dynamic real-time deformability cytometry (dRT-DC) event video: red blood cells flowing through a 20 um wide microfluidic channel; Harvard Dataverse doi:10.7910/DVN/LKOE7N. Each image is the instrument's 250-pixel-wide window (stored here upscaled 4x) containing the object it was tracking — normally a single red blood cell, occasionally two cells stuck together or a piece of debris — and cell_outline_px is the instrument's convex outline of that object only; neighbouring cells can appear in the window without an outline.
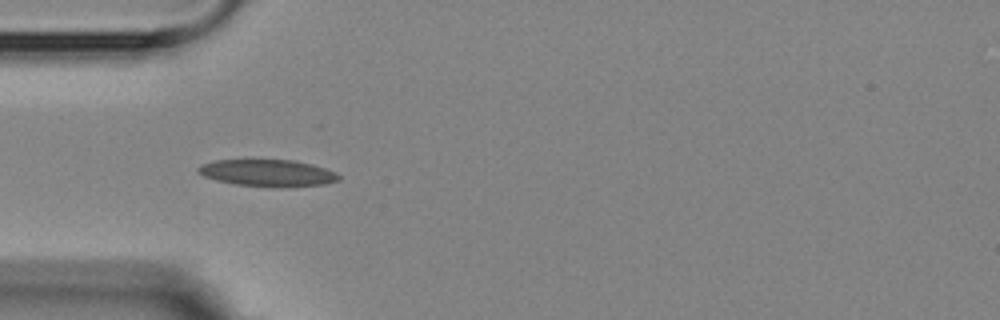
{"species": "Egyptian fruit bat (a non-hibernating species)", "species_latin": "Rousettus aegyptiacus", "temperature_condition": "room temperature", "stored_images_in_passage": 8, "camera_frame_rate_fps": 3000, "um_per_image_px": 0.085, "animal": {"sex": "female"}, "frame": {"image": 1, "passage_image": 4, "time_ms": 3.333, "image_size_px": [1000, 320], "cell_outline_px": [[340, 180], [324, 184], [280, 188], [236, 184], [216, 180], [204, 176], [196, 172], [196, 168], [200, 164], [216, 160], [292, 160], [312, 164], [336, 172], [340, 176]], "centroid_in_image_um": [22.74, 14.71], "position_along_channel_um": 62.3, "area_um2": 22.14}}
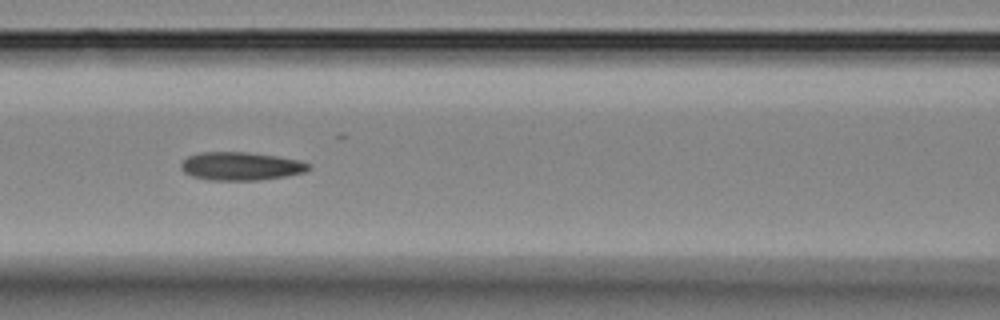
{"frame": {"image": 2, "passage_image": 6, "time_ms": 5.667, "image_size_px": [1000, 320], "cell_outline_px": [[312, 168], [304, 172], [284, 176], [260, 180], [212, 180], [192, 176], [184, 172], [180, 168], [180, 164], [188, 156], [200, 152], [248, 152], [276, 156], [300, 160], [308, 164]], "centroid_in_image_um": [20.46, 14.12], "position_along_channel_um": 146.1, "area_um2": 20.92}}
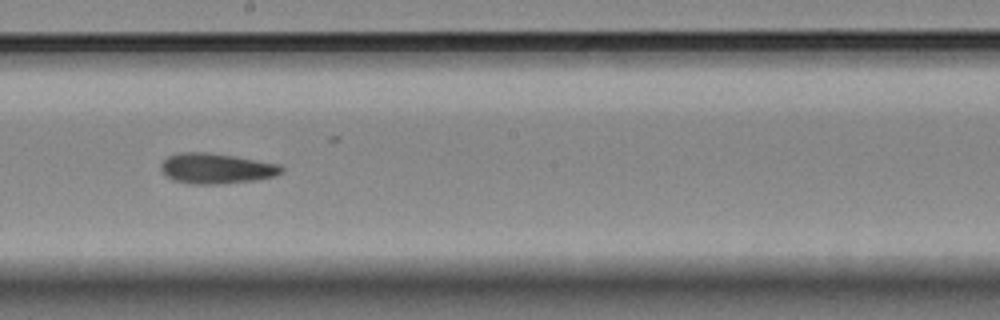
{"frame": {"image": 3, "passage_image": 8, "time_ms": 8.0, "image_size_px": [1000, 320], "cell_outline_px": [[284, 172], [276, 176], [256, 180], [220, 184], [192, 184], [172, 180], [160, 168], [160, 164], [168, 156], [180, 152], [204, 152], [232, 156], [280, 164], [284, 168]], "centroid_in_image_um": [18.41, 14.33], "position_along_channel_um": 229.8, "area_um2": 21.33}}